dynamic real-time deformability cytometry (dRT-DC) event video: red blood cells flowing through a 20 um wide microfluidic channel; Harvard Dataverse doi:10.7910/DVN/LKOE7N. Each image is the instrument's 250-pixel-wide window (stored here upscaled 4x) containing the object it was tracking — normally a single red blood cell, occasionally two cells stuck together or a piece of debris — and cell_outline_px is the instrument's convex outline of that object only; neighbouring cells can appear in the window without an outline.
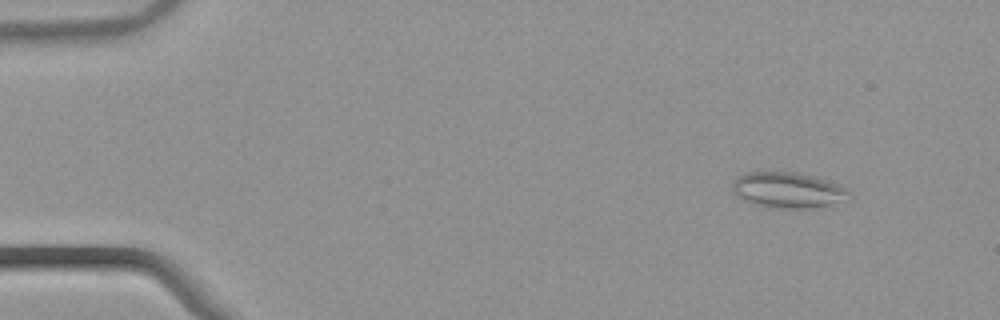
{"species": "common noctule bat (a hibernating species)", "species_latin": "Nyctalus noctula", "temperature_condition": "warm", "stored_images_in_passage": 54, "camera_frame_rate_fps": 3000, "um_per_image_px": 0.085, "animal": {"sex": "male", "body_mass_g": 21.5, "forearm_length_mm": 52.0}, "frame": {"image": 1, "passage_image": 6, "time_ms": 1.667, "image_size_px": [1000, 320], "cell_outline_px": [[852, 196], [832, 208], [780, 208], [752, 204], [736, 196], [732, 192], [732, 180], [736, 176], [748, 172], [792, 172], [828, 180], [848, 188]], "centroid_in_image_um": [67.03, 16.19], "position_along_channel_um": 18.0, "area_um2": 24.91}}
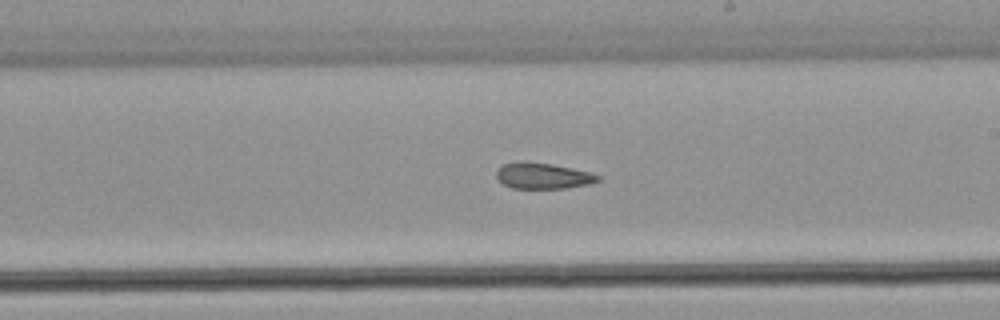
{"frame": {"image": 2, "passage_image": 32, "time_ms": 10.333, "image_size_px": [1000, 320], "cell_outline_px": [[600, 180], [588, 184], [564, 188], [512, 188], [504, 184], [496, 176], [496, 172], [504, 164], [520, 160], [552, 164], [572, 168], [588, 172], [600, 176]], "centroid_in_image_um": [46.13, 14.93], "position_along_channel_um": 242.9, "area_um2": 15.2}}
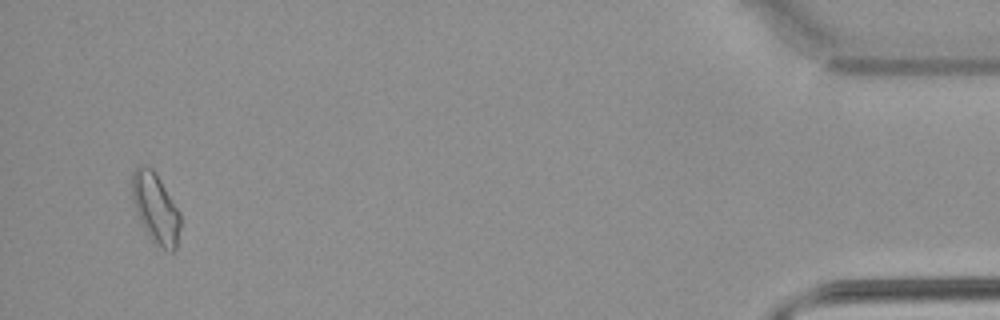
{"frame": {"image": 3, "passage_image": 52, "time_ms": 17.0, "image_size_px": [1000, 320], "cell_outline_px": [[180, 228], [176, 248], [172, 252], [156, 244], [148, 236], [136, 212], [132, 196], [132, 172], [140, 164], [144, 164], [152, 168], [160, 180], [180, 212]], "centroid_in_image_um": [13.22, 17.68], "position_along_channel_um": 422.0, "area_um2": 19.54}, "authors_computed_cell_mechanics": {"area_um2": 17.3978, "velocity_mm_per_s": 3.8603, "shape_relaxation_time_tau1_ms": null, "shape_relaxation_time_tau2_ms": 5.7593, "deformation_change_tau1": null, "deformation_change_tau2": 0.1456}}